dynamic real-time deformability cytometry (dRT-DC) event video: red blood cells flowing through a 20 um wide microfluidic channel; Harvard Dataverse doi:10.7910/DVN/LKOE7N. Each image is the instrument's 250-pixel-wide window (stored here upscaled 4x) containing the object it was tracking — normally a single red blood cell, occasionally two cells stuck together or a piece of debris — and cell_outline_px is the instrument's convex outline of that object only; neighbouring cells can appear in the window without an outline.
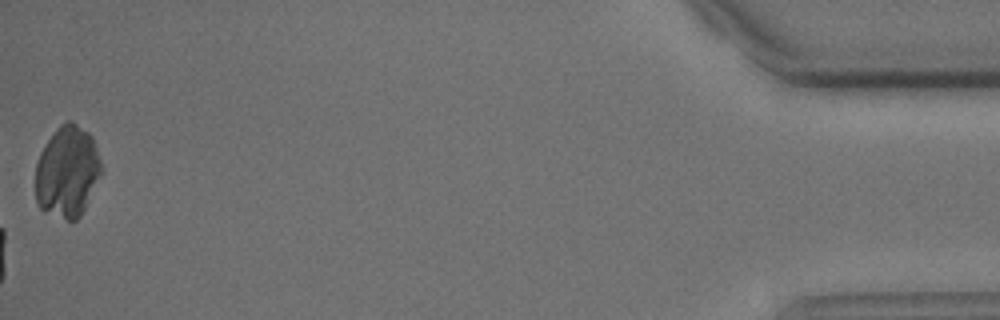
{"species": "common noctule bat (a hibernating species)", "species_latin": "Nyctalus noctula", "temperature_condition": "cold", "stored_images_in_passage": 15, "camera_frame_rate_fps": 3000, "um_per_image_px": 0.085, "animal": {"sex": "male", "body_mass_g": 15.6}, "frame": {"image": 1, "passage_image": 15, "time_ms": 4.667, "image_size_px": [1000, 320], "cell_outline_px": [[104, 168], [80, 216], [76, 220], [68, 220], [40, 208], [36, 200], [36, 164], [40, 152], [56, 128], [60, 124], [68, 120], [72, 120], [88, 132], [92, 136]], "centroid_in_image_um": [5.73, 14.55], "position_along_channel_um": 429.5, "area_um2": 34.97}}